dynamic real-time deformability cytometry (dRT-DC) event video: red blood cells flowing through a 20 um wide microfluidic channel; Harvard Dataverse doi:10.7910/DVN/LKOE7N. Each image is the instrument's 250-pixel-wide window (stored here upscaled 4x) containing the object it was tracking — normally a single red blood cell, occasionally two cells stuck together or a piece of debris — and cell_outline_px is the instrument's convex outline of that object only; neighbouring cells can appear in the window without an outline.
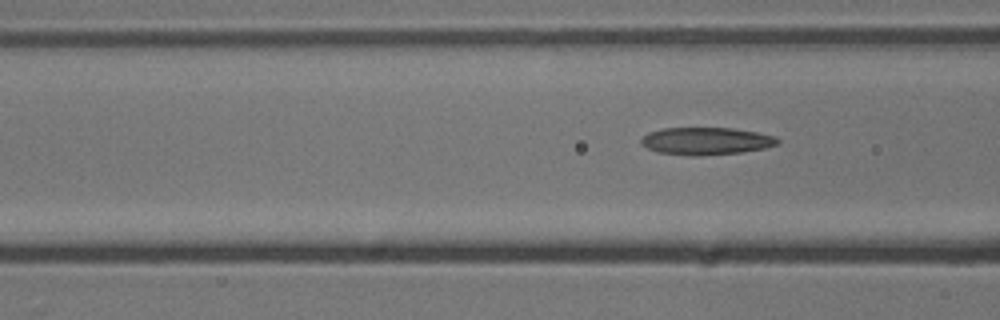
{"species": "common noctule bat (a hibernating species)", "species_latin": "Nyctalus noctula", "temperature_condition": "cold", "stored_images_in_passage": 4, "segment_of_instrument_passage": [2, 2], "camera_frame_rate_fps": 3000, "um_per_image_px": 0.085, "animal": {"sex": "male", "body_mass_g": 13.3}, "frame": {"image": 1, "passage_image": 4, "time_ms": 3.667, "image_size_px": [1000, 320], "cell_outline_px": [[780, 144], [764, 148], [744, 152], [692, 156], [656, 152], [640, 144], [640, 140], [648, 132], [664, 128], [732, 128], [756, 132], [776, 136], [780, 140]], "centroid_in_image_um": [60.03, 11.99], "position_along_channel_um": 106.6, "area_um2": 21.91}}